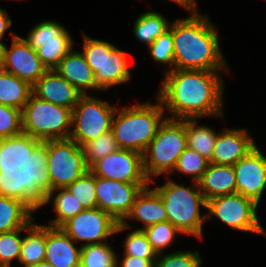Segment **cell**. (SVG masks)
I'll list each match as a JSON object with an SVG mask.
<instances>
[{"mask_svg": "<svg viewBox=\"0 0 266 267\" xmlns=\"http://www.w3.org/2000/svg\"><path fill=\"white\" fill-rule=\"evenodd\" d=\"M167 1H171L172 3L174 2L179 7L181 6V8L185 9V11L188 12L189 14L200 12L197 7L198 6L197 0H167Z\"/></svg>", "mask_w": 266, "mask_h": 267, "instance_id": "cell-41", "label": "cell"}, {"mask_svg": "<svg viewBox=\"0 0 266 267\" xmlns=\"http://www.w3.org/2000/svg\"><path fill=\"white\" fill-rule=\"evenodd\" d=\"M236 193L254 200L258 205L266 191V153L258 145L234 166Z\"/></svg>", "mask_w": 266, "mask_h": 267, "instance_id": "cell-17", "label": "cell"}, {"mask_svg": "<svg viewBox=\"0 0 266 267\" xmlns=\"http://www.w3.org/2000/svg\"><path fill=\"white\" fill-rule=\"evenodd\" d=\"M72 109L58 106L31 94L22 110L24 157L36 144L70 138Z\"/></svg>", "mask_w": 266, "mask_h": 267, "instance_id": "cell-6", "label": "cell"}, {"mask_svg": "<svg viewBox=\"0 0 266 267\" xmlns=\"http://www.w3.org/2000/svg\"><path fill=\"white\" fill-rule=\"evenodd\" d=\"M143 232L157 254L164 253L166 248L173 246L175 238L181 235V232L168 220L148 226Z\"/></svg>", "mask_w": 266, "mask_h": 267, "instance_id": "cell-33", "label": "cell"}, {"mask_svg": "<svg viewBox=\"0 0 266 267\" xmlns=\"http://www.w3.org/2000/svg\"><path fill=\"white\" fill-rule=\"evenodd\" d=\"M172 21L158 12L149 10L137 15L133 22L132 30L136 41L148 47L154 40L169 30Z\"/></svg>", "mask_w": 266, "mask_h": 267, "instance_id": "cell-27", "label": "cell"}, {"mask_svg": "<svg viewBox=\"0 0 266 267\" xmlns=\"http://www.w3.org/2000/svg\"><path fill=\"white\" fill-rule=\"evenodd\" d=\"M203 258L197 250H177L158 254L154 267H203Z\"/></svg>", "mask_w": 266, "mask_h": 267, "instance_id": "cell-37", "label": "cell"}, {"mask_svg": "<svg viewBox=\"0 0 266 267\" xmlns=\"http://www.w3.org/2000/svg\"><path fill=\"white\" fill-rule=\"evenodd\" d=\"M32 93L45 101L73 110L83 95L55 69L47 70L32 86Z\"/></svg>", "mask_w": 266, "mask_h": 267, "instance_id": "cell-20", "label": "cell"}, {"mask_svg": "<svg viewBox=\"0 0 266 267\" xmlns=\"http://www.w3.org/2000/svg\"><path fill=\"white\" fill-rule=\"evenodd\" d=\"M32 267H54L53 265H51L49 262L47 261H41L40 263H38L37 265H34Z\"/></svg>", "mask_w": 266, "mask_h": 267, "instance_id": "cell-43", "label": "cell"}, {"mask_svg": "<svg viewBox=\"0 0 266 267\" xmlns=\"http://www.w3.org/2000/svg\"><path fill=\"white\" fill-rule=\"evenodd\" d=\"M32 94V86L0 68V104L23 110Z\"/></svg>", "mask_w": 266, "mask_h": 267, "instance_id": "cell-28", "label": "cell"}, {"mask_svg": "<svg viewBox=\"0 0 266 267\" xmlns=\"http://www.w3.org/2000/svg\"><path fill=\"white\" fill-rule=\"evenodd\" d=\"M159 186L155 179L150 181L152 188L160 195L167 211V220L174 225L182 236H193L204 240L203 228L206 223V201L199 189L198 182L192 181L188 186L170 176ZM156 183V184H155ZM158 185L153 187L154 185ZM204 208V209H203Z\"/></svg>", "mask_w": 266, "mask_h": 267, "instance_id": "cell-4", "label": "cell"}, {"mask_svg": "<svg viewBox=\"0 0 266 267\" xmlns=\"http://www.w3.org/2000/svg\"><path fill=\"white\" fill-rule=\"evenodd\" d=\"M37 211L44 206L52 204L55 218L49 220L46 225L61 227L70 218L85 210L80 202L67 190V188H56L47 191L37 202Z\"/></svg>", "mask_w": 266, "mask_h": 267, "instance_id": "cell-25", "label": "cell"}, {"mask_svg": "<svg viewBox=\"0 0 266 267\" xmlns=\"http://www.w3.org/2000/svg\"><path fill=\"white\" fill-rule=\"evenodd\" d=\"M9 33L11 45H5L1 68L33 86L48 68L38 57L37 51L22 36L12 30Z\"/></svg>", "mask_w": 266, "mask_h": 267, "instance_id": "cell-16", "label": "cell"}, {"mask_svg": "<svg viewBox=\"0 0 266 267\" xmlns=\"http://www.w3.org/2000/svg\"><path fill=\"white\" fill-rule=\"evenodd\" d=\"M15 167L29 181L36 202L47 191L66 188L89 170L81 146L71 138L36 144Z\"/></svg>", "mask_w": 266, "mask_h": 267, "instance_id": "cell-2", "label": "cell"}, {"mask_svg": "<svg viewBox=\"0 0 266 267\" xmlns=\"http://www.w3.org/2000/svg\"><path fill=\"white\" fill-rule=\"evenodd\" d=\"M13 21L9 16V13L6 9L0 8V40H4V35L11 28Z\"/></svg>", "mask_w": 266, "mask_h": 267, "instance_id": "cell-40", "label": "cell"}, {"mask_svg": "<svg viewBox=\"0 0 266 267\" xmlns=\"http://www.w3.org/2000/svg\"><path fill=\"white\" fill-rule=\"evenodd\" d=\"M126 230H129V232H127V235L123 239V254L120 252L121 255L136 256L143 259H157L158 254L152 248L143 230L129 228L119 222L115 235L122 234Z\"/></svg>", "mask_w": 266, "mask_h": 267, "instance_id": "cell-30", "label": "cell"}, {"mask_svg": "<svg viewBox=\"0 0 266 267\" xmlns=\"http://www.w3.org/2000/svg\"><path fill=\"white\" fill-rule=\"evenodd\" d=\"M191 13L172 20L175 69L230 70L223 55L219 28L209 15Z\"/></svg>", "mask_w": 266, "mask_h": 267, "instance_id": "cell-3", "label": "cell"}, {"mask_svg": "<svg viewBox=\"0 0 266 267\" xmlns=\"http://www.w3.org/2000/svg\"><path fill=\"white\" fill-rule=\"evenodd\" d=\"M23 38L37 51L48 70L55 69L75 44L69 30L52 19L39 21Z\"/></svg>", "mask_w": 266, "mask_h": 267, "instance_id": "cell-12", "label": "cell"}, {"mask_svg": "<svg viewBox=\"0 0 266 267\" xmlns=\"http://www.w3.org/2000/svg\"><path fill=\"white\" fill-rule=\"evenodd\" d=\"M66 188L80 202L84 209L97 207L95 175L90 170Z\"/></svg>", "mask_w": 266, "mask_h": 267, "instance_id": "cell-36", "label": "cell"}, {"mask_svg": "<svg viewBox=\"0 0 266 267\" xmlns=\"http://www.w3.org/2000/svg\"><path fill=\"white\" fill-rule=\"evenodd\" d=\"M224 73L231 74V70L174 69L164 73L155 96L161 102L166 117H212L225 120V79L222 77Z\"/></svg>", "mask_w": 266, "mask_h": 267, "instance_id": "cell-1", "label": "cell"}, {"mask_svg": "<svg viewBox=\"0 0 266 267\" xmlns=\"http://www.w3.org/2000/svg\"><path fill=\"white\" fill-rule=\"evenodd\" d=\"M210 161L200 155L194 149L187 147L184 152L179 156L173 171L168 176L173 174H183L184 176L191 177L190 181L198 182L206 169ZM177 172V173H175Z\"/></svg>", "mask_w": 266, "mask_h": 267, "instance_id": "cell-32", "label": "cell"}, {"mask_svg": "<svg viewBox=\"0 0 266 267\" xmlns=\"http://www.w3.org/2000/svg\"><path fill=\"white\" fill-rule=\"evenodd\" d=\"M110 241L81 247L80 267H116V254Z\"/></svg>", "mask_w": 266, "mask_h": 267, "instance_id": "cell-31", "label": "cell"}, {"mask_svg": "<svg viewBox=\"0 0 266 267\" xmlns=\"http://www.w3.org/2000/svg\"><path fill=\"white\" fill-rule=\"evenodd\" d=\"M81 246L60 227L46 225L45 261L54 267H80Z\"/></svg>", "mask_w": 266, "mask_h": 267, "instance_id": "cell-22", "label": "cell"}, {"mask_svg": "<svg viewBox=\"0 0 266 267\" xmlns=\"http://www.w3.org/2000/svg\"><path fill=\"white\" fill-rule=\"evenodd\" d=\"M81 149L87 166L90 168L98 160L108 156L114 151H117L119 146L114 134L110 130L89 142L83 143L81 145Z\"/></svg>", "mask_w": 266, "mask_h": 267, "instance_id": "cell-34", "label": "cell"}, {"mask_svg": "<svg viewBox=\"0 0 266 267\" xmlns=\"http://www.w3.org/2000/svg\"><path fill=\"white\" fill-rule=\"evenodd\" d=\"M187 147L185 119L166 117L143 153L146 177L151 181L161 175L168 176Z\"/></svg>", "mask_w": 266, "mask_h": 267, "instance_id": "cell-8", "label": "cell"}, {"mask_svg": "<svg viewBox=\"0 0 266 267\" xmlns=\"http://www.w3.org/2000/svg\"><path fill=\"white\" fill-rule=\"evenodd\" d=\"M23 239V228L0 233V267H12L18 263Z\"/></svg>", "mask_w": 266, "mask_h": 267, "instance_id": "cell-38", "label": "cell"}, {"mask_svg": "<svg viewBox=\"0 0 266 267\" xmlns=\"http://www.w3.org/2000/svg\"><path fill=\"white\" fill-rule=\"evenodd\" d=\"M116 254V267H154L156 259H143L136 256Z\"/></svg>", "mask_w": 266, "mask_h": 267, "instance_id": "cell-39", "label": "cell"}, {"mask_svg": "<svg viewBox=\"0 0 266 267\" xmlns=\"http://www.w3.org/2000/svg\"><path fill=\"white\" fill-rule=\"evenodd\" d=\"M82 51L91 67L97 86L103 91L130 82L131 68L128 65L127 52L106 40L91 38L81 30Z\"/></svg>", "mask_w": 266, "mask_h": 267, "instance_id": "cell-9", "label": "cell"}, {"mask_svg": "<svg viewBox=\"0 0 266 267\" xmlns=\"http://www.w3.org/2000/svg\"><path fill=\"white\" fill-rule=\"evenodd\" d=\"M23 158L22 110L0 104V166H16Z\"/></svg>", "mask_w": 266, "mask_h": 267, "instance_id": "cell-18", "label": "cell"}, {"mask_svg": "<svg viewBox=\"0 0 266 267\" xmlns=\"http://www.w3.org/2000/svg\"><path fill=\"white\" fill-rule=\"evenodd\" d=\"M150 101L134 104L117 105L111 131L119 148L143 154L155 137L159 125L166 118L159 99L155 96Z\"/></svg>", "mask_w": 266, "mask_h": 267, "instance_id": "cell-5", "label": "cell"}, {"mask_svg": "<svg viewBox=\"0 0 266 267\" xmlns=\"http://www.w3.org/2000/svg\"><path fill=\"white\" fill-rule=\"evenodd\" d=\"M6 43L4 41L0 40V68L2 67L3 61H4V49H5Z\"/></svg>", "mask_w": 266, "mask_h": 267, "instance_id": "cell-42", "label": "cell"}, {"mask_svg": "<svg viewBox=\"0 0 266 267\" xmlns=\"http://www.w3.org/2000/svg\"><path fill=\"white\" fill-rule=\"evenodd\" d=\"M132 220L137 224L142 223L141 227L134 228V225L130 223ZM163 221H167V211L160 195L151 188L150 184L136 196L130 213L121 223L129 228L143 230Z\"/></svg>", "mask_w": 266, "mask_h": 267, "instance_id": "cell-21", "label": "cell"}, {"mask_svg": "<svg viewBox=\"0 0 266 267\" xmlns=\"http://www.w3.org/2000/svg\"><path fill=\"white\" fill-rule=\"evenodd\" d=\"M205 201L214 197L236 193V177L231 165L211 163L198 181Z\"/></svg>", "mask_w": 266, "mask_h": 267, "instance_id": "cell-24", "label": "cell"}, {"mask_svg": "<svg viewBox=\"0 0 266 267\" xmlns=\"http://www.w3.org/2000/svg\"><path fill=\"white\" fill-rule=\"evenodd\" d=\"M45 250L46 224H38L35 218L28 226L23 228V239L18 267H32L44 261Z\"/></svg>", "mask_w": 266, "mask_h": 267, "instance_id": "cell-26", "label": "cell"}, {"mask_svg": "<svg viewBox=\"0 0 266 267\" xmlns=\"http://www.w3.org/2000/svg\"><path fill=\"white\" fill-rule=\"evenodd\" d=\"M245 127H225L218 132L211 163L234 166L256 146V140Z\"/></svg>", "mask_w": 266, "mask_h": 267, "instance_id": "cell-19", "label": "cell"}, {"mask_svg": "<svg viewBox=\"0 0 266 267\" xmlns=\"http://www.w3.org/2000/svg\"><path fill=\"white\" fill-rule=\"evenodd\" d=\"M36 211L27 178L15 166H0V233L25 228Z\"/></svg>", "mask_w": 266, "mask_h": 267, "instance_id": "cell-7", "label": "cell"}, {"mask_svg": "<svg viewBox=\"0 0 266 267\" xmlns=\"http://www.w3.org/2000/svg\"><path fill=\"white\" fill-rule=\"evenodd\" d=\"M258 207L254 200L239 193L214 197L206 201V221L217 218L233 231L266 237V229L258 217Z\"/></svg>", "mask_w": 266, "mask_h": 267, "instance_id": "cell-10", "label": "cell"}, {"mask_svg": "<svg viewBox=\"0 0 266 267\" xmlns=\"http://www.w3.org/2000/svg\"><path fill=\"white\" fill-rule=\"evenodd\" d=\"M199 120L201 119H185L188 147L194 149L211 162L219 131L208 126V124L200 125Z\"/></svg>", "mask_w": 266, "mask_h": 267, "instance_id": "cell-29", "label": "cell"}, {"mask_svg": "<svg viewBox=\"0 0 266 267\" xmlns=\"http://www.w3.org/2000/svg\"><path fill=\"white\" fill-rule=\"evenodd\" d=\"M117 106L107 100L82 95L72 110L70 138L80 146L111 130Z\"/></svg>", "mask_w": 266, "mask_h": 267, "instance_id": "cell-11", "label": "cell"}, {"mask_svg": "<svg viewBox=\"0 0 266 267\" xmlns=\"http://www.w3.org/2000/svg\"><path fill=\"white\" fill-rule=\"evenodd\" d=\"M74 48L76 47L69 51L55 70L83 95L92 94L93 91L94 93L101 92L102 90L97 86L94 73L81 50L78 51Z\"/></svg>", "mask_w": 266, "mask_h": 267, "instance_id": "cell-23", "label": "cell"}, {"mask_svg": "<svg viewBox=\"0 0 266 267\" xmlns=\"http://www.w3.org/2000/svg\"><path fill=\"white\" fill-rule=\"evenodd\" d=\"M147 51L159 66L162 65L165 68L164 73L175 69L174 64V41L172 32L169 29L164 34L158 36L153 43L147 47Z\"/></svg>", "mask_w": 266, "mask_h": 267, "instance_id": "cell-35", "label": "cell"}, {"mask_svg": "<svg viewBox=\"0 0 266 267\" xmlns=\"http://www.w3.org/2000/svg\"><path fill=\"white\" fill-rule=\"evenodd\" d=\"M117 225L118 222L110 214L96 207L83 210L60 228L83 247L109 242L115 236Z\"/></svg>", "mask_w": 266, "mask_h": 267, "instance_id": "cell-13", "label": "cell"}, {"mask_svg": "<svg viewBox=\"0 0 266 267\" xmlns=\"http://www.w3.org/2000/svg\"><path fill=\"white\" fill-rule=\"evenodd\" d=\"M150 184H133L95 176L97 207L118 223L130 213L136 196Z\"/></svg>", "mask_w": 266, "mask_h": 267, "instance_id": "cell-15", "label": "cell"}, {"mask_svg": "<svg viewBox=\"0 0 266 267\" xmlns=\"http://www.w3.org/2000/svg\"><path fill=\"white\" fill-rule=\"evenodd\" d=\"M89 170L97 177L128 182L150 184L143 167V154L119 148L95 162Z\"/></svg>", "mask_w": 266, "mask_h": 267, "instance_id": "cell-14", "label": "cell"}]
</instances>
